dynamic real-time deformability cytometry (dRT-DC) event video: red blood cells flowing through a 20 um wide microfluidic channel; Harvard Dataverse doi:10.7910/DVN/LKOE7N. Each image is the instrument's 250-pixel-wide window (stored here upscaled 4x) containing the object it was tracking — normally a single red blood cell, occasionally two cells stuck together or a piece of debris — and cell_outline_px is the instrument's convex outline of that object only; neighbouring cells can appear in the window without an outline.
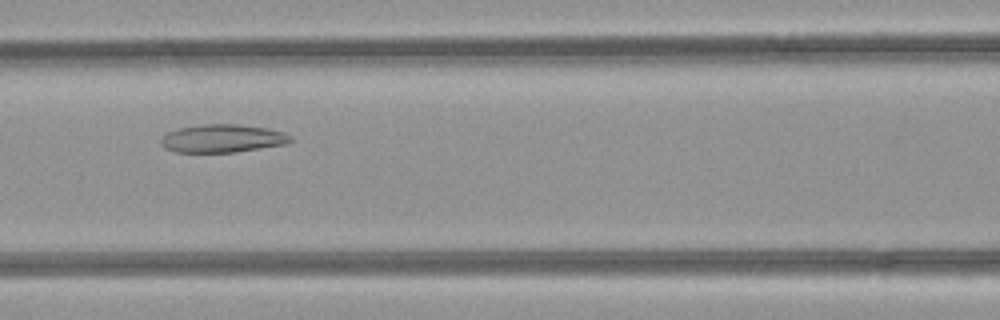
{"species": "common noctule bat (a hibernating species)", "species_latin": "Nyctalus noctula", "temperature_condition": "room temperature", "stored_images_in_passage": 36, "camera_frame_rate_fps": 3000, "um_per_image_px": 0.085, "animal": {"sex": "female", "body_mass_g": 21.9}, "frame": {"image": 1, "passage_image": 10, "time_ms": 3.0, "image_size_px": [1000, 320], "cell_outline_px": [[292, 140], [284, 144], [232, 152], [176, 152], [164, 148], [160, 144], [160, 140], [168, 132], [180, 128], [200, 124], [240, 124], [268, 128], [284, 132], [292, 136]], "centroid_in_image_um": [18.89, 11.76], "position_along_channel_um": 147.7, "area_um2": 21.1}}
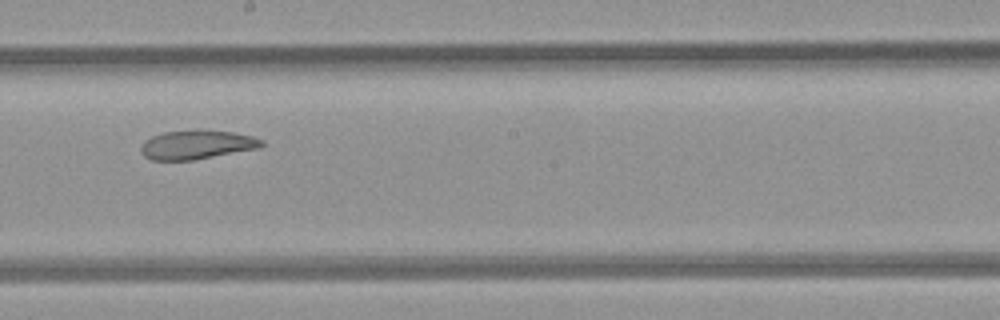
{"frame": {"image": 2, "passage_image": 16, "time_ms": 5.0, "image_size_px": [1000, 320], "cell_outline_px": [[264, 144], [260, 148], [192, 160], [152, 160], [144, 156], [140, 152], [140, 148], [144, 140], [152, 136], [164, 132], [200, 128], [232, 132], [252, 136], [264, 140]], "centroid_in_image_um": [16.72, 12.28], "position_along_channel_um": 231.5, "area_um2": 20.75}}
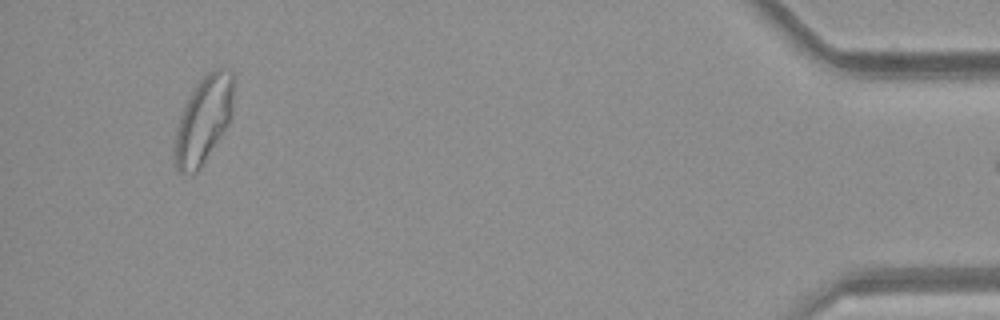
{"frame": {"image": 3, "passage_image": 35, "time_ms": 11.333, "image_size_px": [1000, 320], "cell_outline_px": [[232, 112], [228, 124], [200, 168], [196, 172], [180, 172], [176, 168], [172, 156], [172, 148], [180, 116], [188, 96], [200, 76], [216, 68], [228, 64], [232, 68]], "centroid_in_image_um": [17.28, 10.12], "position_along_channel_um": 417.9, "area_um2": 30.17}}